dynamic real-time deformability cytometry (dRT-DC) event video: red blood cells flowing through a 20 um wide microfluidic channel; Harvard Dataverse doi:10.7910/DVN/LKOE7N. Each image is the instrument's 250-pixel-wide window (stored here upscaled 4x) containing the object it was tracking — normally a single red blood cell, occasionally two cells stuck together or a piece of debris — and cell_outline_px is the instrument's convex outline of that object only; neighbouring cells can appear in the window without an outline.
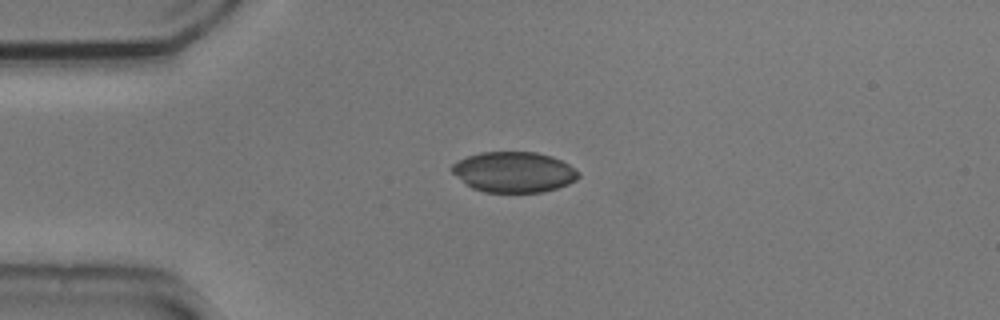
{"species": "common noctule bat (a hibernating species)", "species_latin": "Nyctalus noctula", "temperature_condition": "cold", "stored_images_in_passage": 12, "camera_frame_rate_fps": 3000, "um_per_image_px": 0.085, "animal": {"sex": "male", "body_mass_g": 20.5, "forearm_length_mm": 52.5}, "frame": {"image": 1, "passage_image": 1, "time_ms": 0.0, "image_size_px": [1000, 320], "cell_outline_px": [[580, 176], [576, 180], [568, 184], [544, 192], [484, 192], [472, 188], [452, 172], [452, 164], [456, 160], [480, 152], [536, 152], [552, 156], [568, 164], [580, 172]], "centroid_in_image_um": [43.69, 14.62], "position_along_channel_um": 41.3, "area_um2": 29.88}}